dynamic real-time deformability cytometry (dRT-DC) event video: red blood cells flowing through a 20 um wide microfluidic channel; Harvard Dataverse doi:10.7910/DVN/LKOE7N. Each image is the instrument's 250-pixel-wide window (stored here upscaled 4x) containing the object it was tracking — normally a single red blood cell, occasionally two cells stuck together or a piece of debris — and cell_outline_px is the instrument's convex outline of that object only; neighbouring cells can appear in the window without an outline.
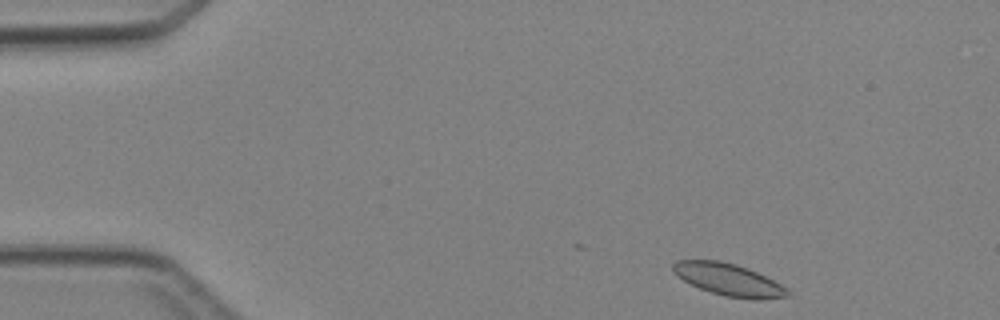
{"species": "Egyptian fruit bat (a non-hibernating species)", "species_latin": "Rousettus aegyptiacus", "temperature_condition": "cold", "stored_images_in_passage": 2, "camera_frame_rate_fps": 3000, "um_per_image_px": 0.085, "animal": {"sex": "female"}, "frame": {"image": 1, "passage_image": 1, "time_ms": 0.0, "image_size_px": [1000, 320], "cell_outline_px": [[792, 296], [760, 300], [756, 300], [724, 296], [700, 288], [676, 276], [672, 272], [672, 264], [676, 260], [720, 260], [736, 264], [748, 268], [788, 288], [792, 292]], "centroid_in_image_um": [61.96, 23.77], "position_along_channel_um": 23.0, "area_um2": 21.62}}